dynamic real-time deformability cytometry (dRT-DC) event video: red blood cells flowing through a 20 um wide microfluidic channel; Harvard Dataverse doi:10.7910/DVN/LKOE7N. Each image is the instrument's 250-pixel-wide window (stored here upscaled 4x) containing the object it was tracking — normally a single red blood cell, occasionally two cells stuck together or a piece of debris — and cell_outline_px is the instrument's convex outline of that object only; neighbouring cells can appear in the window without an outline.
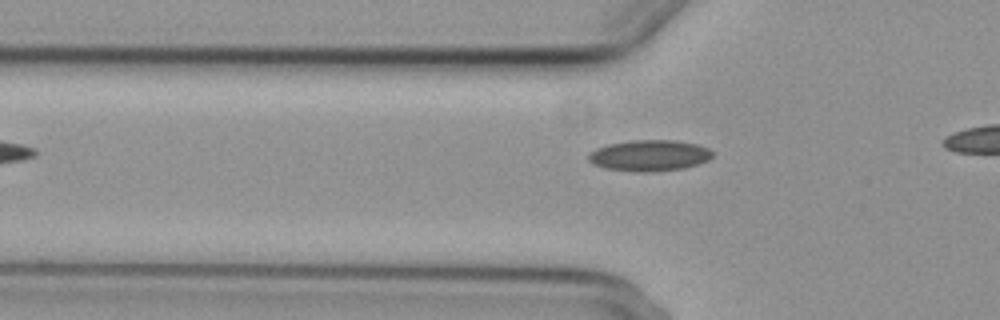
{"species": "common noctule bat (a hibernating species)", "species_latin": "Nyctalus noctula", "temperature_condition": "cold", "stored_images_in_passage": 6, "camera_frame_rate_fps": 3000, "um_per_image_px": 0.085, "animal": {"sex": "female", "body_mass_g": 29.2, "forearm_length_mm": 56.3}, "frame": {"image": 1, "passage_image": 4, "time_ms": 4.0, "image_size_px": [1000, 320], "cell_outline_px": [[712, 156], [708, 160], [684, 168], [652, 172], [636, 172], [604, 168], [592, 164], [588, 160], [588, 156], [596, 148], [608, 144], [632, 140], [676, 140], [696, 144], [708, 148], [712, 152]], "centroid_in_image_um": [55.18, 13.22], "position_along_channel_um": 70.6, "area_um2": 22.48}}
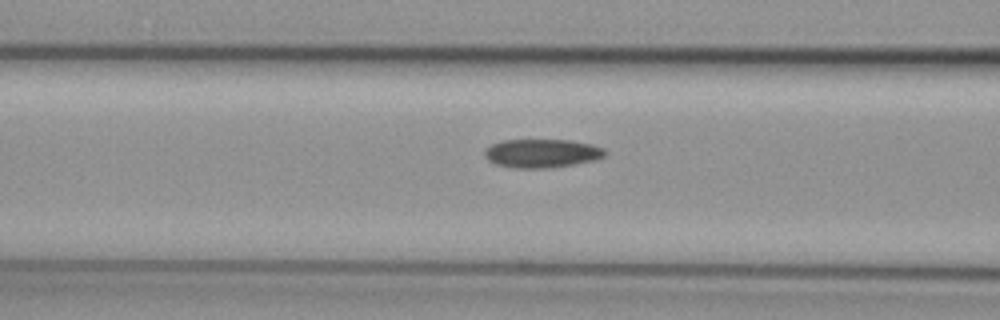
{"frame": {"image": 2, "passage_image": 6, "time_ms": 7.0, "image_size_px": [1000, 320], "cell_outline_px": [[608, 152], [604, 156], [596, 160], [548, 168], [512, 168], [496, 164], [488, 160], [484, 156], [484, 148], [492, 144], [504, 140], [568, 140], [592, 144], [604, 148]], "centroid_in_image_um": [46.05, 13.03], "position_along_channel_um": 120.5, "area_um2": 20.17}}